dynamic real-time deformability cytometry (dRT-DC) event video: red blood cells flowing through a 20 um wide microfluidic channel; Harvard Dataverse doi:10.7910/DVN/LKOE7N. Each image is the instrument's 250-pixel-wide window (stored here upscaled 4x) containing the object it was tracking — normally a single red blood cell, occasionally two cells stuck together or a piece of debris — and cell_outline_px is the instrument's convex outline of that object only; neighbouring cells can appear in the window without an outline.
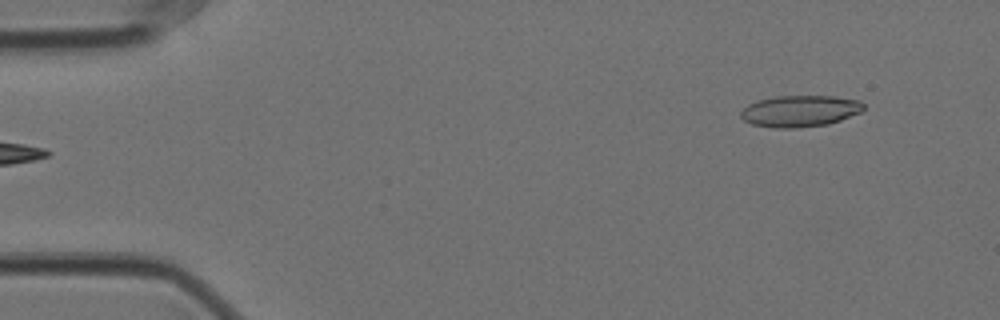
{"species": "Egyptian fruit bat (a non-hibernating species)", "species_latin": "Rousettus aegyptiacus", "temperature_condition": "cold", "stored_images_in_passage": 52, "camera_frame_rate_fps": 3000, "um_per_image_px": 0.085, "animal": {"sex": "female"}, "frame": {"image": 1, "passage_image": 1, "time_ms": 0.0, "image_size_px": [1000, 320], "cell_outline_px": [[864, 108], [860, 112], [840, 120], [828, 124], [796, 128], [776, 128], [752, 124], [744, 120], [740, 116], [740, 112], [748, 104], [756, 100], [776, 96], [836, 96], [860, 100], [864, 104]], "centroid_in_image_um": [67.99, 9.43], "position_along_channel_um": 17.0, "area_um2": 22.6}}
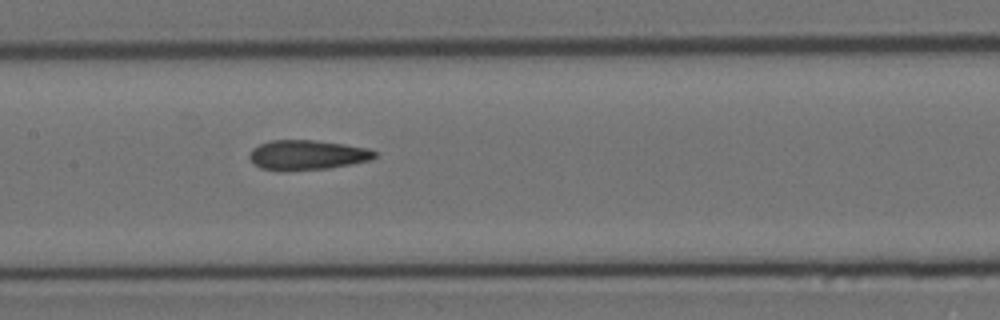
{"frame": {"image": 2, "passage_image": 23, "time_ms": 7.333, "image_size_px": [1000, 320], "cell_outline_px": [[376, 156], [372, 160], [328, 168], [288, 172], [260, 168], [248, 156], [252, 148], [260, 144], [272, 140], [312, 140], [344, 144], [368, 148], [376, 152]], "centroid_in_image_um": [26.11, 13.18], "position_along_channel_um": 181.3, "area_um2": 21.85}}
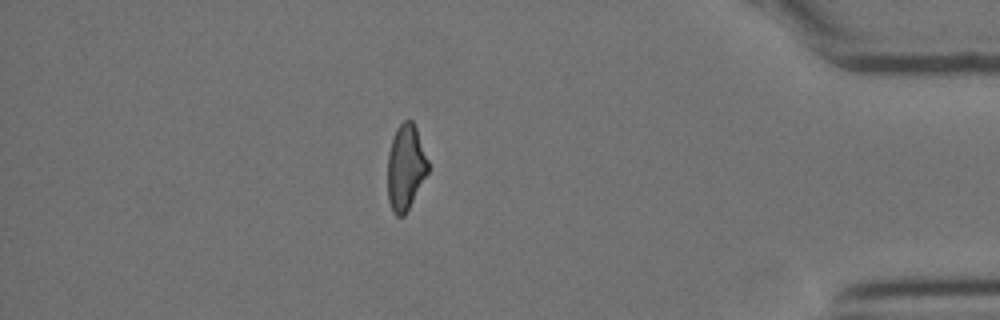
{"frame": {"image": 3, "passage_image": 45, "time_ms": 14.667, "image_size_px": [1000, 320], "cell_outline_px": [[428, 172], [404, 216], [396, 216], [392, 212], [388, 200], [388, 152], [396, 128], [404, 120], [412, 120], [416, 128], [428, 160]], "centroid_in_image_um": [34.46, 14.23], "position_along_channel_um": 400.7, "area_um2": 20.0}, "authors_computed_cell_mechanics": {"area_um2": 21.7328, "velocity_mm_per_s": 3.5447, "shape_relaxation_time_tau1_ms": null, "shape_relaxation_time_tau2_ms": 2.9932, "deformation_change_tau1": null, "deformation_change_tau2": 0.1154}}